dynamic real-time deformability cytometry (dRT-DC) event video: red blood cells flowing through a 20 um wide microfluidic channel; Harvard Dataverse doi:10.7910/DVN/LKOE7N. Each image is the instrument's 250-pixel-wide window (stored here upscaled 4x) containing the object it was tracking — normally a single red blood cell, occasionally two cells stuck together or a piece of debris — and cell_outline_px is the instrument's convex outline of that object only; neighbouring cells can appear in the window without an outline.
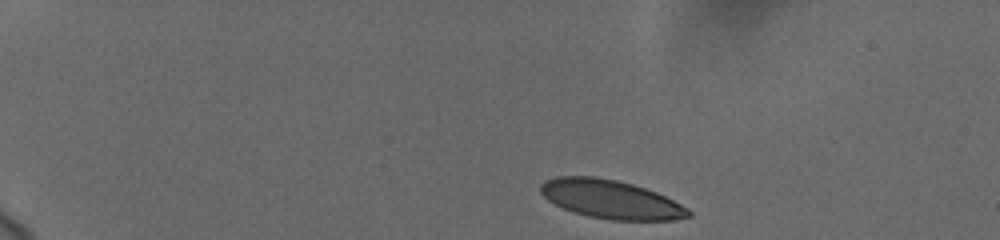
{"species": "human", "species_latin": "Homo sapiens", "temperature_condition": "cold", "stored_images_in_passage": 12, "camera_frame_rate_fps": 3000, "um_per_image_px": 0.085, "donor": {"sex": "female"}, "frame": {"image": 1, "passage_image": 1, "time_ms": 0.0, "image_size_px": [1000, 240], "cell_outline_px": [[692, 216], [676, 220], [612, 220], [588, 216], [572, 212], [548, 200], [540, 192], [540, 184], [544, 180], [556, 176], [596, 176], [616, 180], [632, 184], [656, 192], [688, 208], [692, 212]], "centroid_in_image_um": [51.91, 16.94], "position_along_channel_um": 33.1, "area_um2": 33.29}}
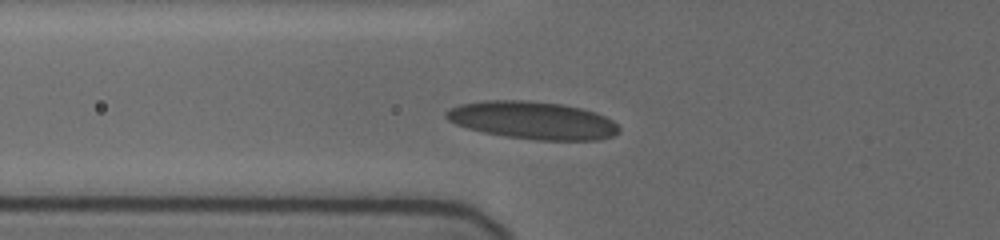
{"frame": {"image": 2, "passage_image": 9, "time_ms": 4.0, "image_size_px": [1000, 240], "cell_outline_px": [[620, 132], [612, 136], [600, 140], [536, 140], [504, 136], [484, 132], [468, 128], [456, 124], [448, 120], [444, 116], [444, 112], [448, 108], [460, 104], [484, 100], [528, 100], [560, 104], [580, 108], [596, 112], [612, 120], [620, 128]], "centroid_in_image_um": [45.26, 10.22], "position_along_channel_um": 80.5, "area_um2": 38.09}}
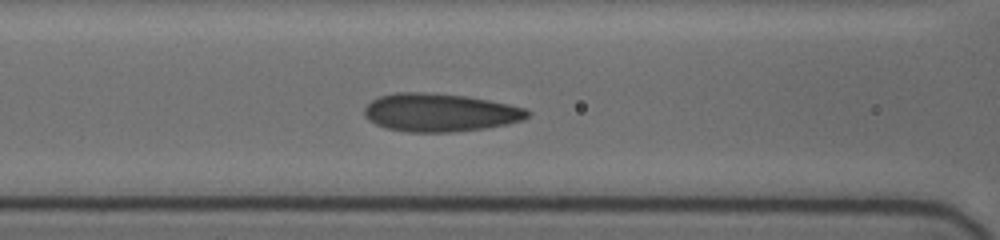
{"frame": {"image": 3, "passage_image": 12, "time_ms": 5.333, "image_size_px": [1000, 240], "cell_outline_px": [[532, 112], [524, 120], [508, 124], [484, 128], [452, 132], [408, 132], [384, 128], [368, 120], [364, 116], [364, 108], [372, 100], [380, 96], [396, 92], [424, 92], [468, 96], [508, 104], [524, 108]], "centroid_in_image_um": [37.38, 9.57], "position_along_channel_um": 129.2, "area_um2": 36.41}}